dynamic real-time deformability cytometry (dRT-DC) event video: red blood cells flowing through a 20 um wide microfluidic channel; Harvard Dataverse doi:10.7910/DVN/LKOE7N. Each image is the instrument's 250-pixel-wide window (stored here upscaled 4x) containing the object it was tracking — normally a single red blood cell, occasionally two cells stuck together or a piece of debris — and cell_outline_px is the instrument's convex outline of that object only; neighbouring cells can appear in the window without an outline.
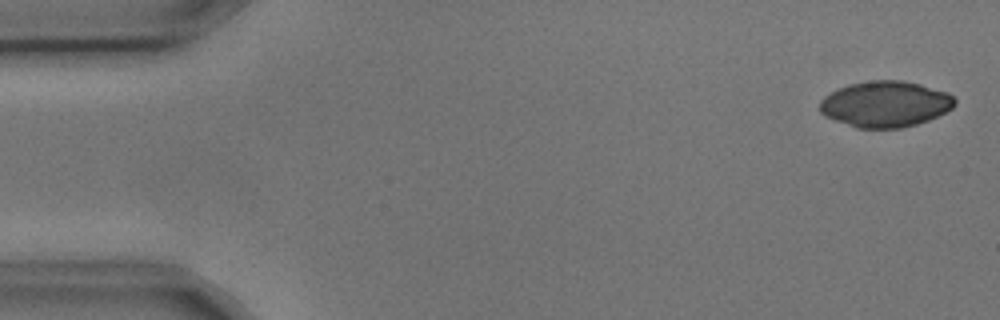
{"species": "common noctule bat (a hibernating species)", "species_latin": "Nyctalus noctula", "temperature_condition": "cold", "stored_images_in_passage": 5, "camera_frame_rate_fps": 3000, "um_per_image_px": 0.085, "animal": {"sex": "male", "body_mass_g": 17.9, "forearm_length_mm": 54.2}, "frame": {"image": 1, "passage_image": 1, "time_ms": 0.0, "image_size_px": [1000, 320], "cell_outline_px": [[956, 104], [952, 108], [928, 120], [916, 124], [900, 128], [856, 128], [824, 116], [820, 112], [820, 100], [824, 96], [848, 84], [872, 80], [904, 80], [920, 84], [948, 92], [956, 100]], "centroid_in_image_um": [75.25, 8.84], "position_along_channel_um": 9.8, "area_um2": 36.18}}